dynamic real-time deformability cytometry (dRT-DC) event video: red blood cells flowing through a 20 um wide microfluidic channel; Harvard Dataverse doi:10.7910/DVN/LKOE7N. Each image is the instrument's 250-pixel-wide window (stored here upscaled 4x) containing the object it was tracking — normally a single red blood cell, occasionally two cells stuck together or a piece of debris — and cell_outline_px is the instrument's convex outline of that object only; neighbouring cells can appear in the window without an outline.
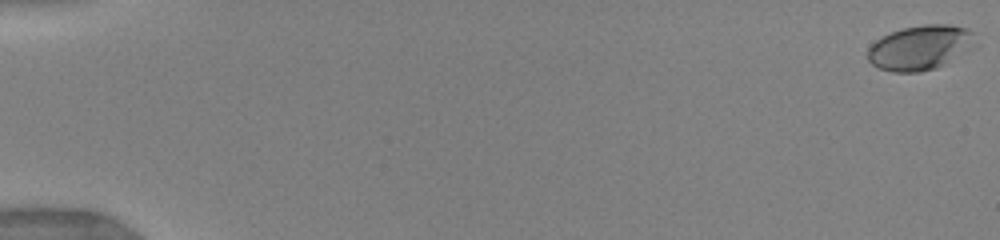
{"species": "human", "species_latin": "Homo sapiens", "temperature_condition": "warm", "stored_images_in_passage": 18, "camera_frame_rate_fps": 3000, "um_per_image_px": 0.085, "donor": {"sex": "female"}, "frame": {"image": 1, "passage_image": 1, "time_ms": 0.0, "image_size_px": [1000, 240], "cell_outline_px": [[972, 36], [944, 64], [936, 68], [920, 72], [892, 72], [880, 68], [872, 64], [868, 60], [868, 48], [880, 36], [904, 28], [924, 24], [948, 24], [968, 28], [972, 32]], "centroid_in_image_um": [78.01, 4.04], "position_along_channel_um": 7.0, "area_um2": 26.53}}
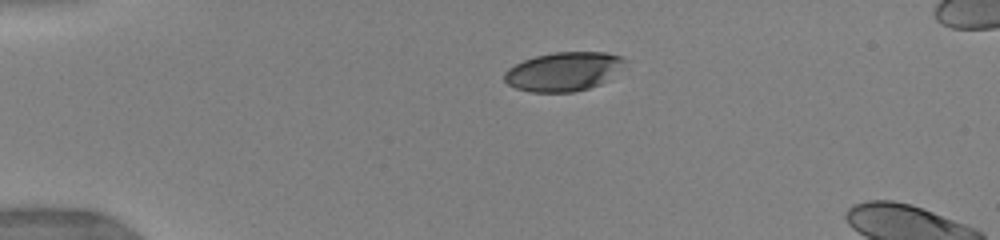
{"frame": {"image": 2, "passage_image": 10, "time_ms": 4.0, "image_size_px": [1000, 240], "cell_outline_px": [[628, 68], [608, 80], [600, 84], [588, 88], [572, 92], [528, 92], [516, 88], [508, 84], [504, 80], [504, 72], [508, 68], [524, 60], [536, 56], [552, 52], [604, 52], [620, 56], [628, 60]], "centroid_in_image_um": [47.99, 6.07], "position_along_channel_um": 37.0, "area_um2": 27.86}}
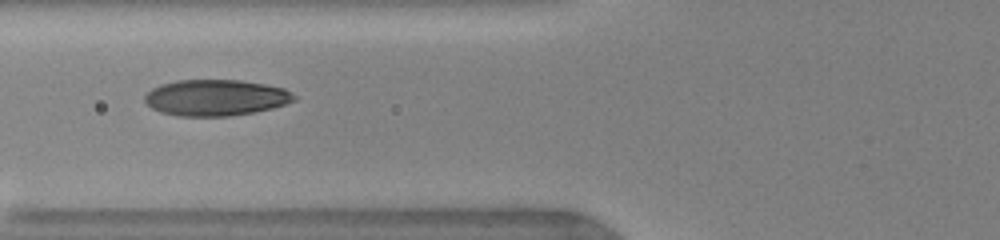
{"frame": {"image": 3, "passage_image": 16, "time_ms": 7.0, "image_size_px": [1000, 240], "cell_outline_px": [[296, 100], [272, 108], [252, 112], [228, 116], [176, 116], [160, 112], [152, 108], [144, 100], [144, 96], [152, 88], [160, 84], [176, 80], [240, 80], [264, 84], [284, 88], [292, 92], [296, 96]], "centroid_in_image_um": [18.32, 8.3], "position_along_channel_um": 107.5, "area_um2": 31.5}}